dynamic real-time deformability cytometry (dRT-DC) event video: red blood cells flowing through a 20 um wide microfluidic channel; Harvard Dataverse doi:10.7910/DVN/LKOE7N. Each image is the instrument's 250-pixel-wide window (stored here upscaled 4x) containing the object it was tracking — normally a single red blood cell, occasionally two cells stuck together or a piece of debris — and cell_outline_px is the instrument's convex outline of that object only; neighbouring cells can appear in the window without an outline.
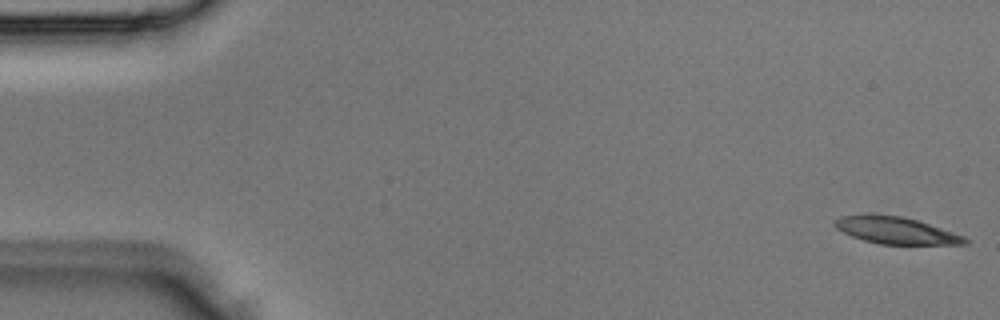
{"species": "Egyptian fruit bat (a non-hibernating species)", "species_latin": "Rousettus aegyptiacus", "temperature_condition": "room temperature", "stored_images_in_passage": 4, "camera_frame_rate_fps": 3000, "um_per_image_px": 0.085, "animal": {"sex": "male"}, "frame": {"image": 1, "passage_image": 1, "time_ms": 0.0, "image_size_px": [1000, 320], "cell_outline_px": [[968, 244], [880, 244], [864, 240], [852, 236], [836, 228], [832, 224], [832, 220], [840, 216], [900, 216], [916, 220], [964, 236], [968, 240]], "centroid_in_image_um": [76.14, 19.61], "position_along_channel_um": 8.9, "area_um2": 19.71}}
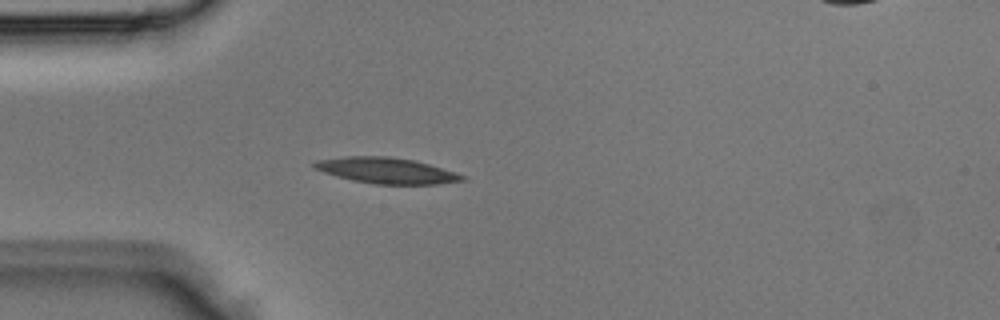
{"frame": {"image": 2, "passage_image": 4, "time_ms": 1.0, "image_size_px": [1000, 320], "cell_outline_px": [[468, 180], [436, 184], [376, 184], [352, 180], [336, 176], [324, 172], [316, 168], [312, 164], [316, 160], [344, 156], [388, 156], [412, 160], [428, 164], [468, 176]], "centroid_in_image_um": [32.87, 14.5], "position_along_channel_um": 52.1, "area_um2": 22.2}}